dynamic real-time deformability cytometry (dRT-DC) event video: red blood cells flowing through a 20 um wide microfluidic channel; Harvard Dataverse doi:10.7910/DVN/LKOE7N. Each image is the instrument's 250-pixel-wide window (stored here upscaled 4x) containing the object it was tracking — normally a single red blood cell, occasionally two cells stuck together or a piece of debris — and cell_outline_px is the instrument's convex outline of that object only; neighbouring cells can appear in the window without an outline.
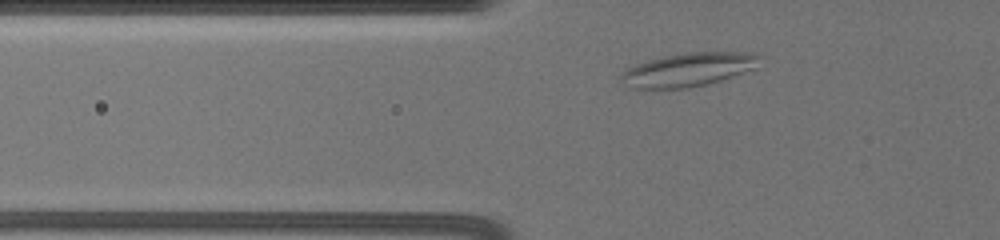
{"species": "common noctule bat (a hibernating species)", "species_latin": "Nyctalus noctula", "temperature_condition": "warm", "stored_images_in_passage": 18, "camera_frame_rate_fps": 3000, "um_per_image_px": 0.085, "animal": {"sex": "female", "body_mass_g": 19.5, "forearm_length_mm": 54.1}, "frame": {"image": 1, "passage_image": 6, "time_ms": 1.667, "image_size_px": [1000, 240], "cell_outline_px": [[760, 56], [756, 68], [708, 84], [688, 88], [628, 88], [624, 84], [620, 76], [620, 72], [636, 64], [648, 60], [664, 56], [688, 52], [752, 52]], "centroid_in_image_um": [58.49, 5.91], "position_along_channel_um": 67.3, "area_um2": 27.05}}
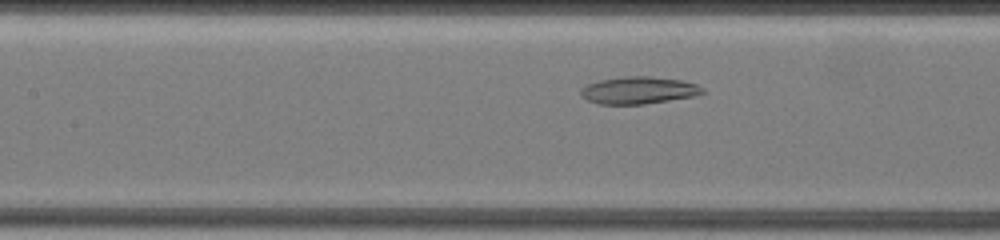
{"frame": {"image": 2, "passage_image": 13, "time_ms": 4.333, "image_size_px": [1000, 240], "cell_outline_px": [[704, 92], [696, 96], [644, 104], [600, 104], [588, 100], [580, 92], [580, 88], [588, 84], [600, 80], [628, 76], [652, 76], [680, 80], [696, 84], [704, 88]], "centroid_in_image_um": [54.31, 7.67], "position_along_channel_um": 153.1, "area_um2": 19.19}}
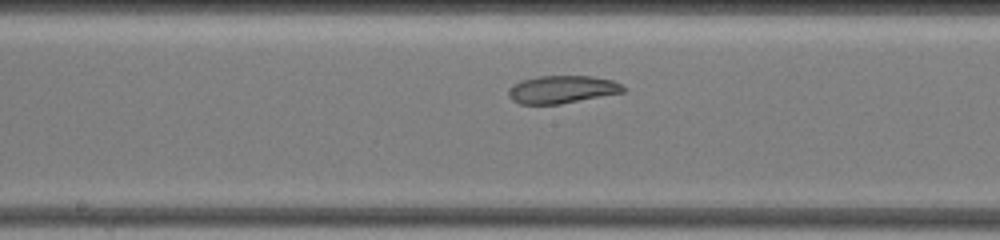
{"frame": {"image": 3, "passage_image": 17, "time_ms": 5.667, "image_size_px": [1000, 240], "cell_outline_px": [[624, 92], [560, 104], [520, 104], [512, 100], [508, 96], [508, 88], [512, 84], [520, 80], [536, 76], [592, 76], [612, 80], [620, 84], [624, 88]], "centroid_in_image_um": [47.71, 7.6], "position_along_channel_um": 200.5, "area_um2": 18.61}}